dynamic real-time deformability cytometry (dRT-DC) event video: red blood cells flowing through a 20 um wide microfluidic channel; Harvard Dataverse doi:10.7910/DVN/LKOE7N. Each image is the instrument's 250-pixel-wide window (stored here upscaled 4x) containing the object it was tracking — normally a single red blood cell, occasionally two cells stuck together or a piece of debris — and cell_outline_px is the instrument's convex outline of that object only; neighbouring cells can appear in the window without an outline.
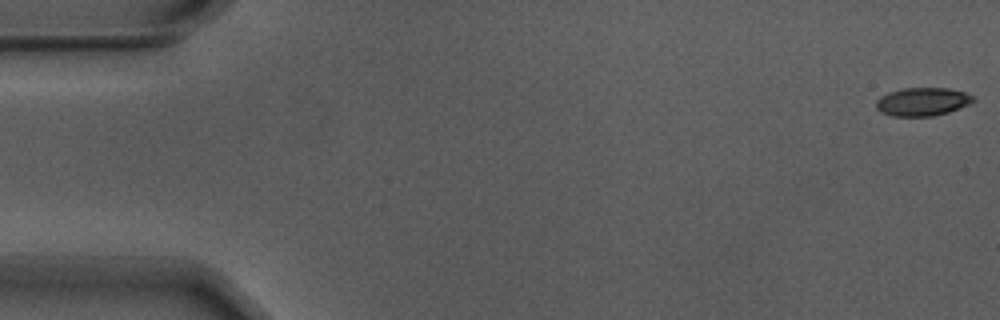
{"species": "Egyptian fruit bat (a non-hibernating species)", "species_latin": "Rousettus aegyptiacus", "temperature_condition": "warm", "stored_images_in_passage": 56, "camera_frame_rate_fps": 3000, "um_per_image_px": 0.085, "animal": {"sex": "male"}, "frame": {"image": 1, "passage_image": 1, "time_ms": 0.0, "image_size_px": [1000, 320], "cell_outline_px": [[976, 100], [968, 104], [948, 112], [932, 116], [892, 116], [880, 112], [876, 108], [876, 100], [880, 96], [888, 92], [900, 88], [948, 88], [964, 92], [972, 96]], "centroid_in_image_um": [78.36, 8.64], "position_along_channel_um": 6.6, "area_um2": 16.01}}
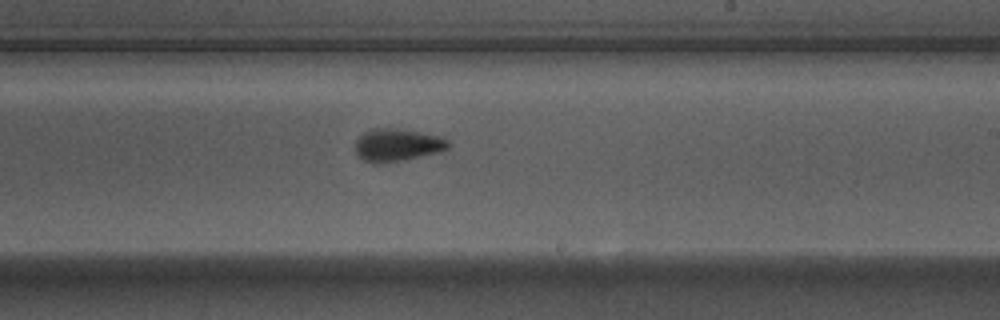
{"frame": {"image": 2, "passage_image": 33, "time_ms": 10.667, "image_size_px": [1000, 320], "cell_outline_px": [[452, 144], [448, 148], [440, 152], [404, 160], [384, 164], [372, 164], [356, 156], [356, 140], [364, 132], [372, 128], [396, 128], [440, 136], [448, 140]], "centroid_in_image_um": [33.76, 12.34], "position_along_channel_um": 255.2, "area_um2": 17.98}}
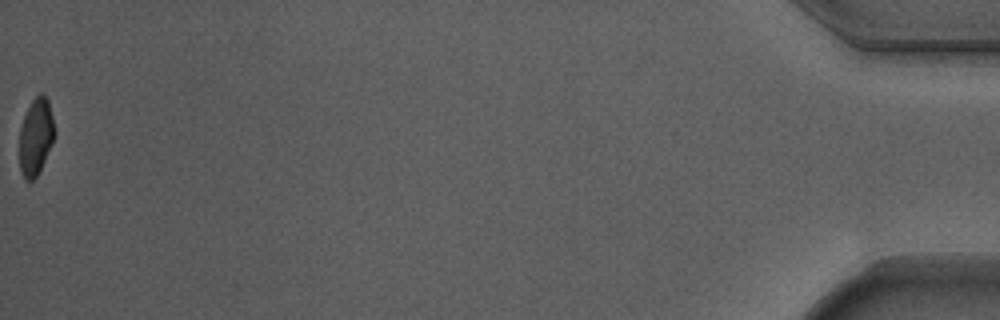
{"frame": {"image": 3, "passage_image": 56, "time_ms": 18.333, "image_size_px": [1000, 320], "cell_outline_px": [[56, 132], [52, 144], [36, 176], [32, 180], [24, 180], [20, 172], [20, 128], [24, 116], [32, 100], [40, 92], [48, 100]], "centroid_in_image_um": [3.04, 11.61], "position_along_channel_um": 432.2, "area_um2": 15.55}, "authors_computed_cell_mechanics": {"area_um2": 16.9065, "velocity_mm_per_s": 3.714, "shape_relaxation_time_tau1_ms": null, "shape_relaxation_time_tau2_ms": 1.2167, "deformation_change_tau1": null, "deformation_change_tau2": 0.0688}}